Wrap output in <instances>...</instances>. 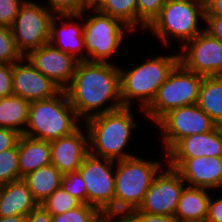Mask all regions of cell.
Segmentation results:
<instances>
[{
  "label": "cell",
  "mask_w": 222,
  "mask_h": 222,
  "mask_svg": "<svg viewBox=\"0 0 222 222\" xmlns=\"http://www.w3.org/2000/svg\"><path fill=\"white\" fill-rule=\"evenodd\" d=\"M64 91L82 123L92 116L123 107L120 69L112 62L78 61Z\"/></svg>",
  "instance_id": "obj_1"
},
{
  "label": "cell",
  "mask_w": 222,
  "mask_h": 222,
  "mask_svg": "<svg viewBox=\"0 0 222 222\" xmlns=\"http://www.w3.org/2000/svg\"><path fill=\"white\" fill-rule=\"evenodd\" d=\"M133 113L132 107L123 106L85 120L83 124L88 131L89 153L114 161L135 156L125 149L139 125Z\"/></svg>",
  "instance_id": "obj_2"
},
{
  "label": "cell",
  "mask_w": 222,
  "mask_h": 222,
  "mask_svg": "<svg viewBox=\"0 0 222 222\" xmlns=\"http://www.w3.org/2000/svg\"><path fill=\"white\" fill-rule=\"evenodd\" d=\"M141 64L126 69L119 66L121 102L133 107L138 102L139 112L154 100L159 87L166 81L170 72L179 63V53L162 54L146 58Z\"/></svg>",
  "instance_id": "obj_3"
},
{
  "label": "cell",
  "mask_w": 222,
  "mask_h": 222,
  "mask_svg": "<svg viewBox=\"0 0 222 222\" xmlns=\"http://www.w3.org/2000/svg\"><path fill=\"white\" fill-rule=\"evenodd\" d=\"M25 136L53 141L76 131L82 124L67 94L61 90L49 99L30 102Z\"/></svg>",
  "instance_id": "obj_4"
},
{
  "label": "cell",
  "mask_w": 222,
  "mask_h": 222,
  "mask_svg": "<svg viewBox=\"0 0 222 222\" xmlns=\"http://www.w3.org/2000/svg\"><path fill=\"white\" fill-rule=\"evenodd\" d=\"M201 20H205V0H165L159 15L146 30L151 31L163 47H169L173 38L180 40L182 47L204 31Z\"/></svg>",
  "instance_id": "obj_5"
},
{
  "label": "cell",
  "mask_w": 222,
  "mask_h": 222,
  "mask_svg": "<svg viewBox=\"0 0 222 222\" xmlns=\"http://www.w3.org/2000/svg\"><path fill=\"white\" fill-rule=\"evenodd\" d=\"M132 156L116 161L114 211L138 209L164 161ZM162 162V163H161Z\"/></svg>",
  "instance_id": "obj_6"
},
{
  "label": "cell",
  "mask_w": 222,
  "mask_h": 222,
  "mask_svg": "<svg viewBox=\"0 0 222 222\" xmlns=\"http://www.w3.org/2000/svg\"><path fill=\"white\" fill-rule=\"evenodd\" d=\"M80 15L83 17L86 61L113 63L111 58L123 46L126 33L133 31L121 20L103 14L92 6Z\"/></svg>",
  "instance_id": "obj_7"
},
{
  "label": "cell",
  "mask_w": 222,
  "mask_h": 222,
  "mask_svg": "<svg viewBox=\"0 0 222 222\" xmlns=\"http://www.w3.org/2000/svg\"><path fill=\"white\" fill-rule=\"evenodd\" d=\"M203 77L178 63L159 87L154 100L144 110L143 115L155 124L172 109L197 104Z\"/></svg>",
  "instance_id": "obj_8"
},
{
  "label": "cell",
  "mask_w": 222,
  "mask_h": 222,
  "mask_svg": "<svg viewBox=\"0 0 222 222\" xmlns=\"http://www.w3.org/2000/svg\"><path fill=\"white\" fill-rule=\"evenodd\" d=\"M54 16L35 0H26L22 4L11 29L15 45L23 56L49 44L50 24Z\"/></svg>",
  "instance_id": "obj_9"
},
{
  "label": "cell",
  "mask_w": 222,
  "mask_h": 222,
  "mask_svg": "<svg viewBox=\"0 0 222 222\" xmlns=\"http://www.w3.org/2000/svg\"><path fill=\"white\" fill-rule=\"evenodd\" d=\"M166 153L182 138L213 130L217 125L197 104L181 106L164 114L156 123Z\"/></svg>",
  "instance_id": "obj_10"
},
{
  "label": "cell",
  "mask_w": 222,
  "mask_h": 222,
  "mask_svg": "<svg viewBox=\"0 0 222 222\" xmlns=\"http://www.w3.org/2000/svg\"><path fill=\"white\" fill-rule=\"evenodd\" d=\"M116 161L88 154L78 172L87 188V204L99 211L114 210Z\"/></svg>",
  "instance_id": "obj_11"
},
{
  "label": "cell",
  "mask_w": 222,
  "mask_h": 222,
  "mask_svg": "<svg viewBox=\"0 0 222 222\" xmlns=\"http://www.w3.org/2000/svg\"><path fill=\"white\" fill-rule=\"evenodd\" d=\"M179 63L202 76H222V42L206 31L178 49Z\"/></svg>",
  "instance_id": "obj_12"
},
{
  "label": "cell",
  "mask_w": 222,
  "mask_h": 222,
  "mask_svg": "<svg viewBox=\"0 0 222 222\" xmlns=\"http://www.w3.org/2000/svg\"><path fill=\"white\" fill-rule=\"evenodd\" d=\"M165 166L150 185L138 208L139 211L149 214L175 215L181 192L186 184L175 168L167 163Z\"/></svg>",
  "instance_id": "obj_13"
},
{
  "label": "cell",
  "mask_w": 222,
  "mask_h": 222,
  "mask_svg": "<svg viewBox=\"0 0 222 222\" xmlns=\"http://www.w3.org/2000/svg\"><path fill=\"white\" fill-rule=\"evenodd\" d=\"M166 163L180 173L186 186L206 188L221 194L222 156L166 158Z\"/></svg>",
  "instance_id": "obj_14"
},
{
  "label": "cell",
  "mask_w": 222,
  "mask_h": 222,
  "mask_svg": "<svg viewBox=\"0 0 222 222\" xmlns=\"http://www.w3.org/2000/svg\"><path fill=\"white\" fill-rule=\"evenodd\" d=\"M12 90L13 95L33 102L54 97L62 89L23 56L12 64Z\"/></svg>",
  "instance_id": "obj_15"
},
{
  "label": "cell",
  "mask_w": 222,
  "mask_h": 222,
  "mask_svg": "<svg viewBox=\"0 0 222 222\" xmlns=\"http://www.w3.org/2000/svg\"><path fill=\"white\" fill-rule=\"evenodd\" d=\"M29 62L62 90L71 82L78 60L50 44L30 51L25 56Z\"/></svg>",
  "instance_id": "obj_16"
},
{
  "label": "cell",
  "mask_w": 222,
  "mask_h": 222,
  "mask_svg": "<svg viewBox=\"0 0 222 222\" xmlns=\"http://www.w3.org/2000/svg\"><path fill=\"white\" fill-rule=\"evenodd\" d=\"M82 21L80 14L55 15L50 24L49 44L78 61H86Z\"/></svg>",
  "instance_id": "obj_17"
},
{
  "label": "cell",
  "mask_w": 222,
  "mask_h": 222,
  "mask_svg": "<svg viewBox=\"0 0 222 222\" xmlns=\"http://www.w3.org/2000/svg\"><path fill=\"white\" fill-rule=\"evenodd\" d=\"M50 148L51 164L62 174L77 172L84 158L89 154V136L86 126L83 124L72 134L50 141Z\"/></svg>",
  "instance_id": "obj_18"
},
{
  "label": "cell",
  "mask_w": 222,
  "mask_h": 222,
  "mask_svg": "<svg viewBox=\"0 0 222 222\" xmlns=\"http://www.w3.org/2000/svg\"><path fill=\"white\" fill-rule=\"evenodd\" d=\"M222 156V126L202 134H194L179 140L167 153L166 158H195Z\"/></svg>",
  "instance_id": "obj_19"
},
{
  "label": "cell",
  "mask_w": 222,
  "mask_h": 222,
  "mask_svg": "<svg viewBox=\"0 0 222 222\" xmlns=\"http://www.w3.org/2000/svg\"><path fill=\"white\" fill-rule=\"evenodd\" d=\"M37 206L23 179L0 185V217L27 216Z\"/></svg>",
  "instance_id": "obj_20"
},
{
  "label": "cell",
  "mask_w": 222,
  "mask_h": 222,
  "mask_svg": "<svg viewBox=\"0 0 222 222\" xmlns=\"http://www.w3.org/2000/svg\"><path fill=\"white\" fill-rule=\"evenodd\" d=\"M20 179L28 173L51 164L50 142L21 135L18 140Z\"/></svg>",
  "instance_id": "obj_21"
},
{
  "label": "cell",
  "mask_w": 222,
  "mask_h": 222,
  "mask_svg": "<svg viewBox=\"0 0 222 222\" xmlns=\"http://www.w3.org/2000/svg\"><path fill=\"white\" fill-rule=\"evenodd\" d=\"M212 190L185 186L175 212L178 222L207 219Z\"/></svg>",
  "instance_id": "obj_22"
},
{
  "label": "cell",
  "mask_w": 222,
  "mask_h": 222,
  "mask_svg": "<svg viewBox=\"0 0 222 222\" xmlns=\"http://www.w3.org/2000/svg\"><path fill=\"white\" fill-rule=\"evenodd\" d=\"M62 173L53 165L40 167L22 179L27 183L35 201L40 205L61 186Z\"/></svg>",
  "instance_id": "obj_23"
},
{
  "label": "cell",
  "mask_w": 222,
  "mask_h": 222,
  "mask_svg": "<svg viewBox=\"0 0 222 222\" xmlns=\"http://www.w3.org/2000/svg\"><path fill=\"white\" fill-rule=\"evenodd\" d=\"M197 105L217 126H222V76H204Z\"/></svg>",
  "instance_id": "obj_24"
},
{
  "label": "cell",
  "mask_w": 222,
  "mask_h": 222,
  "mask_svg": "<svg viewBox=\"0 0 222 222\" xmlns=\"http://www.w3.org/2000/svg\"><path fill=\"white\" fill-rule=\"evenodd\" d=\"M30 102L19 96L0 98V127L24 134L28 123Z\"/></svg>",
  "instance_id": "obj_25"
},
{
  "label": "cell",
  "mask_w": 222,
  "mask_h": 222,
  "mask_svg": "<svg viewBox=\"0 0 222 222\" xmlns=\"http://www.w3.org/2000/svg\"><path fill=\"white\" fill-rule=\"evenodd\" d=\"M95 10L121 20L132 31L137 30V0H94Z\"/></svg>",
  "instance_id": "obj_26"
},
{
  "label": "cell",
  "mask_w": 222,
  "mask_h": 222,
  "mask_svg": "<svg viewBox=\"0 0 222 222\" xmlns=\"http://www.w3.org/2000/svg\"><path fill=\"white\" fill-rule=\"evenodd\" d=\"M80 204L77 199L60 187L40 205L51 215H59L78 207Z\"/></svg>",
  "instance_id": "obj_27"
},
{
  "label": "cell",
  "mask_w": 222,
  "mask_h": 222,
  "mask_svg": "<svg viewBox=\"0 0 222 222\" xmlns=\"http://www.w3.org/2000/svg\"><path fill=\"white\" fill-rule=\"evenodd\" d=\"M20 179L18 143L14 148L0 152V185Z\"/></svg>",
  "instance_id": "obj_28"
},
{
  "label": "cell",
  "mask_w": 222,
  "mask_h": 222,
  "mask_svg": "<svg viewBox=\"0 0 222 222\" xmlns=\"http://www.w3.org/2000/svg\"><path fill=\"white\" fill-rule=\"evenodd\" d=\"M100 211L92 205L80 204L63 214L52 215V222H96Z\"/></svg>",
  "instance_id": "obj_29"
},
{
  "label": "cell",
  "mask_w": 222,
  "mask_h": 222,
  "mask_svg": "<svg viewBox=\"0 0 222 222\" xmlns=\"http://www.w3.org/2000/svg\"><path fill=\"white\" fill-rule=\"evenodd\" d=\"M22 57L15 45L12 29L0 25V63L13 64Z\"/></svg>",
  "instance_id": "obj_30"
},
{
  "label": "cell",
  "mask_w": 222,
  "mask_h": 222,
  "mask_svg": "<svg viewBox=\"0 0 222 222\" xmlns=\"http://www.w3.org/2000/svg\"><path fill=\"white\" fill-rule=\"evenodd\" d=\"M164 3L165 0H137V29L145 31L159 15Z\"/></svg>",
  "instance_id": "obj_31"
},
{
  "label": "cell",
  "mask_w": 222,
  "mask_h": 222,
  "mask_svg": "<svg viewBox=\"0 0 222 222\" xmlns=\"http://www.w3.org/2000/svg\"><path fill=\"white\" fill-rule=\"evenodd\" d=\"M60 187L77 199L81 204H87V188L78 171L63 174Z\"/></svg>",
  "instance_id": "obj_32"
},
{
  "label": "cell",
  "mask_w": 222,
  "mask_h": 222,
  "mask_svg": "<svg viewBox=\"0 0 222 222\" xmlns=\"http://www.w3.org/2000/svg\"><path fill=\"white\" fill-rule=\"evenodd\" d=\"M46 2L47 4L43 5L54 15L81 14L91 6L88 0H47Z\"/></svg>",
  "instance_id": "obj_33"
},
{
  "label": "cell",
  "mask_w": 222,
  "mask_h": 222,
  "mask_svg": "<svg viewBox=\"0 0 222 222\" xmlns=\"http://www.w3.org/2000/svg\"><path fill=\"white\" fill-rule=\"evenodd\" d=\"M26 0H0V25L12 27L20 7Z\"/></svg>",
  "instance_id": "obj_34"
},
{
  "label": "cell",
  "mask_w": 222,
  "mask_h": 222,
  "mask_svg": "<svg viewBox=\"0 0 222 222\" xmlns=\"http://www.w3.org/2000/svg\"><path fill=\"white\" fill-rule=\"evenodd\" d=\"M98 222H137L136 209L131 211H100Z\"/></svg>",
  "instance_id": "obj_35"
},
{
  "label": "cell",
  "mask_w": 222,
  "mask_h": 222,
  "mask_svg": "<svg viewBox=\"0 0 222 222\" xmlns=\"http://www.w3.org/2000/svg\"><path fill=\"white\" fill-rule=\"evenodd\" d=\"M13 95L12 64L0 63V98Z\"/></svg>",
  "instance_id": "obj_36"
},
{
  "label": "cell",
  "mask_w": 222,
  "mask_h": 222,
  "mask_svg": "<svg viewBox=\"0 0 222 222\" xmlns=\"http://www.w3.org/2000/svg\"><path fill=\"white\" fill-rule=\"evenodd\" d=\"M204 31L210 36L222 42V16L205 15Z\"/></svg>",
  "instance_id": "obj_37"
},
{
  "label": "cell",
  "mask_w": 222,
  "mask_h": 222,
  "mask_svg": "<svg viewBox=\"0 0 222 222\" xmlns=\"http://www.w3.org/2000/svg\"><path fill=\"white\" fill-rule=\"evenodd\" d=\"M20 136L21 134L13 129L0 127V152L14 148Z\"/></svg>",
  "instance_id": "obj_38"
},
{
  "label": "cell",
  "mask_w": 222,
  "mask_h": 222,
  "mask_svg": "<svg viewBox=\"0 0 222 222\" xmlns=\"http://www.w3.org/2000/svg\"><path fill=\"white\" fill-rule=\"evenodd\" d=\"M211 193L207 219L211 222H222V195Z\"/></svg>",
  "instance_id": "obj_39"
},
{
  "label": "cell",
  "mask_w": 222,
  "mask_h": 222,
  "mask_svg": "<svg viewBox=\"0 0 222 222\" xmlns=\"http://www.w3.org/2000/svg\"><path fill=\"white\" fill-rule=\"evenodd\" d=\"M137 222H178L177 218L172 215L149 214L136 209Z\"/></svg>",
  "instance_id": "obj_40"
},
{
  "label": "cell",
  "mask_w": 222,
  "mask_h": 222,
  "mask_svg": "<svg viewBox=\"0 0 222 222\" xmlns=\"http://www.w3.org/2000/svg\"><path fill=\"white\" fill-rule=\"evenodd\" d=\"M26 222H52V215L38 205L26 216Z\"/></svg>",
  "instance_id": "obj_41"
},
{
  "label": "cell",
  "mask_w": 222,
  "mask_h": 222,
  "mask_svg": "<svg viewBox=\"0 0 222 222\" xmlns=\"http://www.w3.org/2000/svg\"><path fill=\"white\" fill-rule=\"evenodd\" d=\"M205 15L222 16V0H205Z\"/></svg>",
  "instance_id": "obj_42"
},
{
  "label": "cell",
  "mask_w": 222,
  "mask_h": 222,
  "mask_svg": "<svg viewBox=\"0 0 222 222\" xmlns=\"http://www.w3.org/2000/svg\"><path fill=\"white\" fill-rule=\"evenodd\" d=\"M0 222H26V216L12 215V216L0 217Z\"/></svg>",
  "instance_id": "obj_43"
},
{
  "label": "cell",
  "mask_w": 222,
  "mask_h": 222,
  "mask_svg": "<svg viewBox=\"0 0 222 222\" xmlns=\"http://www.w3.org/2000/svg\"><path fill=\"white\" fill-rule=\"evenodd\" d=\"M190 222H211V221L208 219H204V220H197V221H190Z\"/></svg>",
  "instance_id": "obj_44"
}]
</instances>
